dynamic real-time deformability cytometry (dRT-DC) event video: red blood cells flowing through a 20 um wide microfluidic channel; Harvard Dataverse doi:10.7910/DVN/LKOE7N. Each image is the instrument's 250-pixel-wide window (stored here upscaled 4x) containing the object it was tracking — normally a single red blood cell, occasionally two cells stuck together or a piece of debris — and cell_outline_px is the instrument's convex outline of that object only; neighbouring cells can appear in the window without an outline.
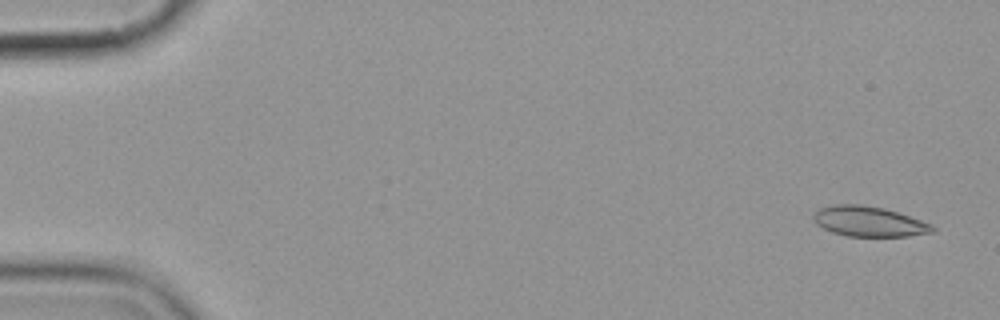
{"species": "common noctule bat (a hibernating species)", "species_latin": "Nyctalus noctula", "temperature_condition": "cold", "stored_images_in_passage": 5, "camera_frame_rate_fps": 3000, "um_per_image_px": 0.085, "animal": {"sex": "female", "body_mass_g": 19.9}, "frame": {"image": 1, "passage_image": 1, "time_ms": 0.0, "image_size_px": [1000, 320], "cell_outline_px": [[936, 232], [908, 236], [848, 236], [832, 232], [816, 224], [812, 216], [820, 208], [836, 204], [860, 204], [884, 208], [932, 224], [936, 228]], "centroid_in_image_um": [73.87, 18.83], "position_along_channel_um": 11.1, "area_um2": 20.81}}
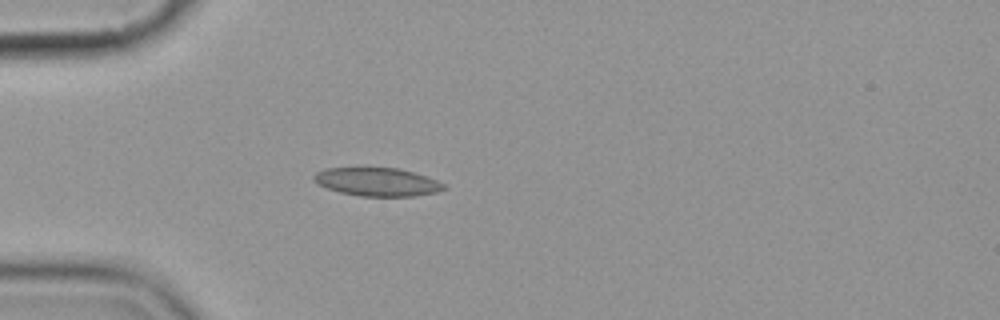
{"frame": {"image": 2, "passage_image": 5, "time_ms": 4.667, "image_size_px": [1000, 320], "cell_outline_px": [[448, 188], [436, 192], [412, 196], [360, 196], [340, 192], [316, 184], [312, 180], [312, 176], [316, 172], [324, 168], [400, 168], [436, 180], [444, 184]], "centroid_in_image_um": [32.02, 15.46], "position_along_channel_um": 53.0, "area_um2": 21.39}}